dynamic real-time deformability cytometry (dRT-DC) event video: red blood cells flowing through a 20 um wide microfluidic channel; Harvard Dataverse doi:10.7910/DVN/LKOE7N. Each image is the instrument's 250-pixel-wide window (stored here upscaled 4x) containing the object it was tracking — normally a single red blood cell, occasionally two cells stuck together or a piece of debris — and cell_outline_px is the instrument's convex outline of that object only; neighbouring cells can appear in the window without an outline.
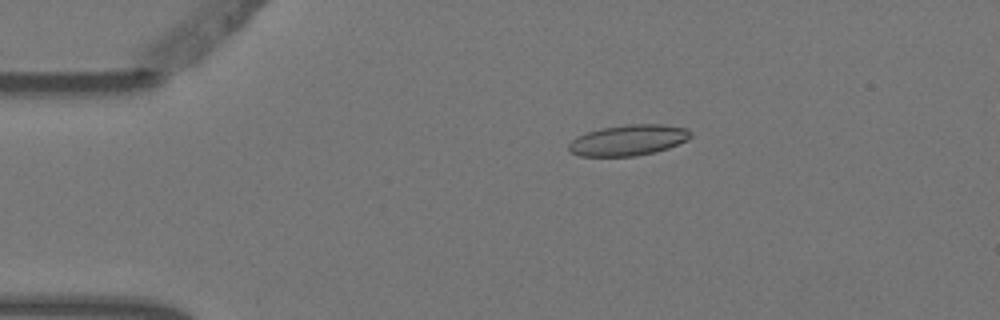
{"species": "Egyptian fruit bat (a non-hibernating species)", "species_latin": "Rousettus aegyptiacus", "temperature_condition": "warm", "stored_images_in_passage": 5, "camera_frame_rate_fps": 3000, "um_per_image_px": 0.085, "animal": {"sex": "female"}, "frame": {"image": 1, "passage_image": 3, "time_ms": 0.667, "image_size_px": [1000, 320], "cell_outline_px": [[692, 136], [688, 140], [668, 148], [656, 152], [636, 156], [580, 156], [572, 152], [568, 148], [568, 144], [572, 140], [588, 132], [600, 128], [628, 124], [664, 124], [684, 128], [692, 132]], "centroid_in_image_um": [53.45, 11.91], "position_along_channel_um": 31.6, "area_um2": 21.85}}
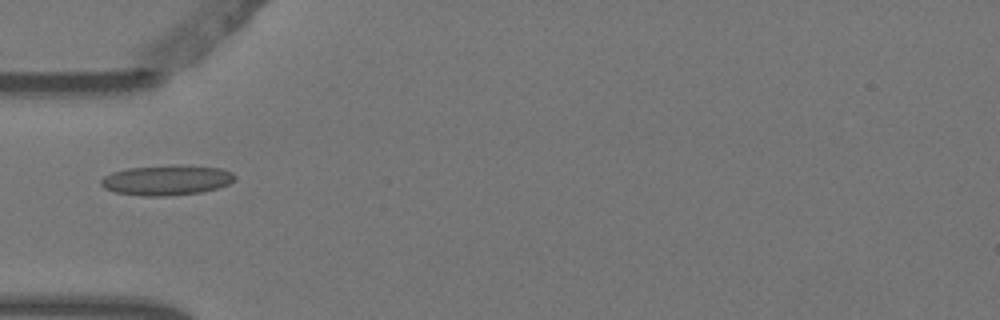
{"frame": {"image": 2, "passage_image": 5, "time_ms": 1.333, "image_size_px": [1000, 320], "cell_outline_px": [[236, 176], [228, 184], [216, 188], [200, 192], [164, 196], [140, 196], [116, 192], [104, 188], [100, 184], [100, 180], [104, 176], [112, 172], [128, 168], [172, 164], [184, 164], [220, 168], [232, 172]], "centroid_in_image_um": [14.14, 15.29], "position_along_channel_um": 70.9, "area_um2": 23.64}}